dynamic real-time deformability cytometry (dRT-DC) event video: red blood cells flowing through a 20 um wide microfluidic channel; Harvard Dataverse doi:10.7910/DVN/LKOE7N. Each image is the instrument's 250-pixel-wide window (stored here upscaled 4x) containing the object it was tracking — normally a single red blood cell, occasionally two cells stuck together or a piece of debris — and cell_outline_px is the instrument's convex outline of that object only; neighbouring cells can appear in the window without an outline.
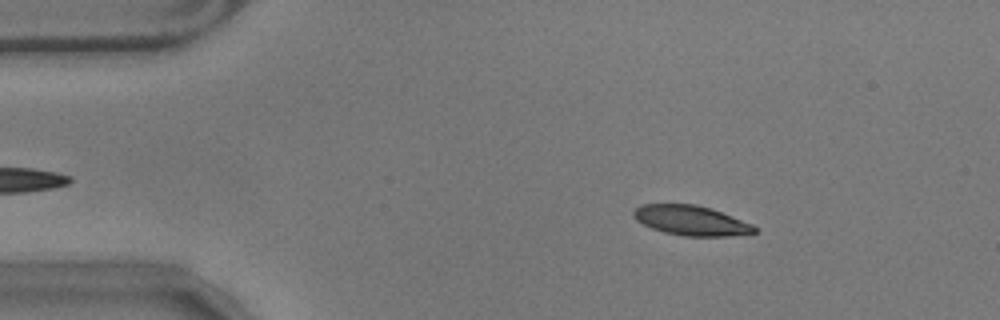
{"species": "common noctule bat (a hibernating species)", "species_latin": "Nyctalus noctula", "temperature_condition": "warm", "stored_images_in_passage": 56, "camera_frame_rate_fps": 3000, "um_per_image_px": 0.085, "animal": {"sex": "male", "body_mass_g": 17.9}, "frame": {"image": 1, "passage_image": 8, "time_ms": 2.333, "image_size_px": [1000, 320], "cell_outline_px": [[756, 232], [728, 236], [684, 236], [664, 232], [652, 228], [636, 220], [632, 216], [632, 212], [640, 204], [696, 204], [712, 208], [752, 224], [756, 228]], "centroid_in_image_um": [58.71, 18.73], "position_along_channel_um": 26.3, "area_um2": 20.98}}
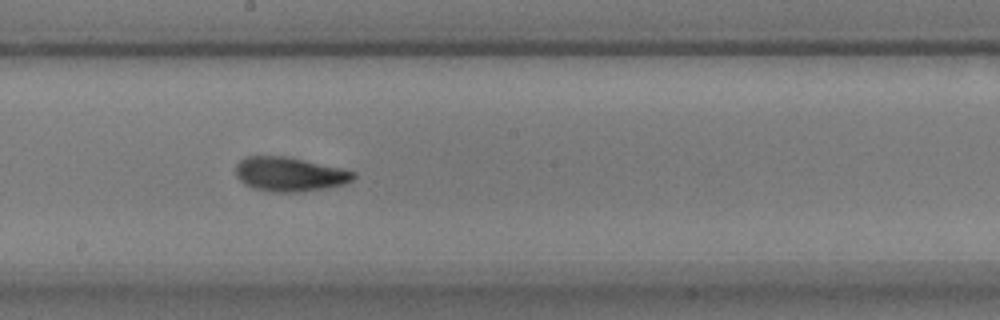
{"frame": {"image": 2, "passage_image": 30, "time_ms": 9.667, "image_size_px": [1000, 320], "cell_outline_px": [[356, 176], [352, 180], [344, 184], [324, 188], [296, 192], [276, 192], [256, 188], [244, 184], [236, 176], [236, 164], [240, 160], [248, 156], [284, 156], [340, 168], [356, 172]], "centroid_in_image_um": [24.6, 14.8], "position_along_channel_um": 223.6, "area_um2": 23.12}}
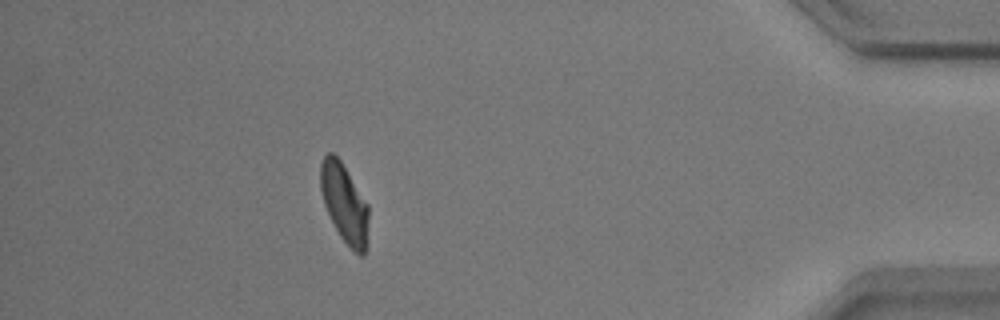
{"frame": {"image": 3, "passage_image": 50, "time_ms": 16.333, "image_size_px": [1000, 320], "cell_outline_px": [[368, 248], [364, 256], [360, 256], [340, 236], [324, 204], [320, 188], [320, 164], [324, 156], [328, 152], [332, 152], [340, 160], [368, 204]], "centroid_in_image_um": [29.29, 17.29], "position_along_channel_um": 405.9, "area_um2": 22.02}, "authors_computed_cell_mechanics": {"area_um2": 22.5709, "velocity_mm_per_s": 3.5056, "shape_relaxation_time_tau1_ms": 3.1117, "shape_relaxation_time_tau2_ms": 1.026, "deformation_change_tau1": 0.1309, "deformation_change_tau2": 0.0552}}